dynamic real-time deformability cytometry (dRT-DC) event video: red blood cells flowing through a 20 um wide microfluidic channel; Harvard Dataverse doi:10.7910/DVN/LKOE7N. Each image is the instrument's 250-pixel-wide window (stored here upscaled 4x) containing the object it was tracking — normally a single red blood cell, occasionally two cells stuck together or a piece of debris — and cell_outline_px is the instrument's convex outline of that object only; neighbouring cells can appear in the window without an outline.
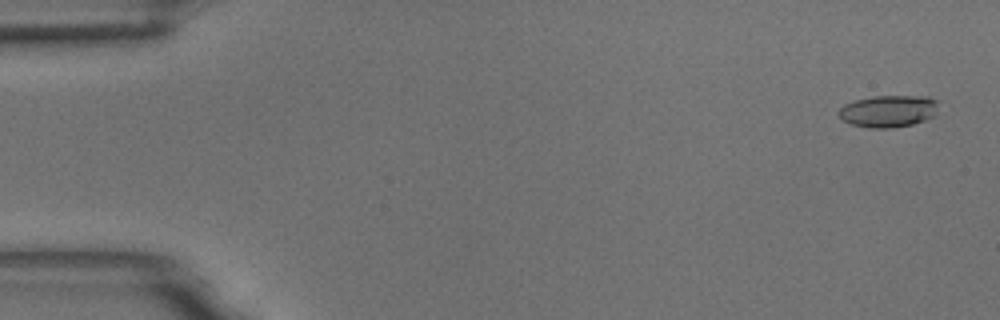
{"species": "common noctule bat (a hibernating species)", "species_latin": "Nyctalus noctula", "temperature_condition": "room temperature", "stored_images_in_passage": 57, "camera_frame_rate_fps": 3000, "um_per_image_px": 0.085, "animal": {"sex": "male", "body_mass_g": 18.8}, "frame": {"image": 1, "passage_image": 3, "time_ms": 0.667, "image_size_px": [1000, 320], "cell_outline_px": [[936, 116], [912, 124], [892, 128], [868, 128], [852, 124], [844, 120], [836, 112], [844, 104], [856, 100], [872, 96], [928, 96], [936, 100]], "centroid_in_image_um": [75.5, 9.44], "position_along_channel_um": 9.5, "area_um2": 18.61}}
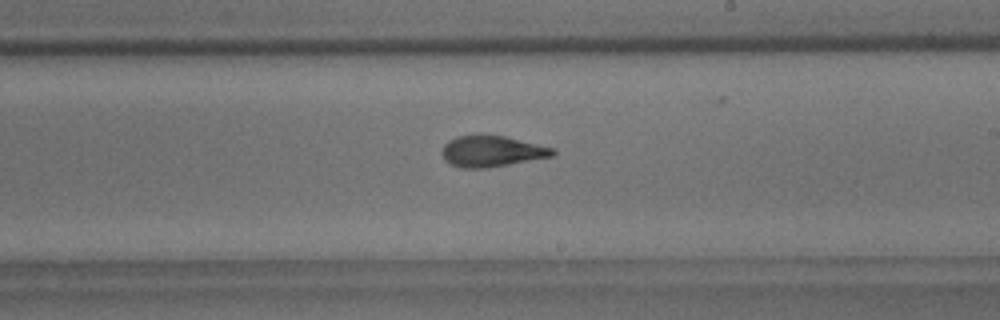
{"frame": {"image": 2, "passage_image": 34, "time_ms": 11.0, "image_size_px": [1000, 320], "cell_outline_px": [[556, 152], [552, 156], [508, 164], [484, 168], [460, 168], [444, 160], [440, 152], [444, 144], [448, 140], [456, 136], [480, 132], [504, 136], [552, 148]], "centroid_in_image_um": [41.69, 12.82], "position_along_channel_um": 247.3, "area_um2": 20.29}}
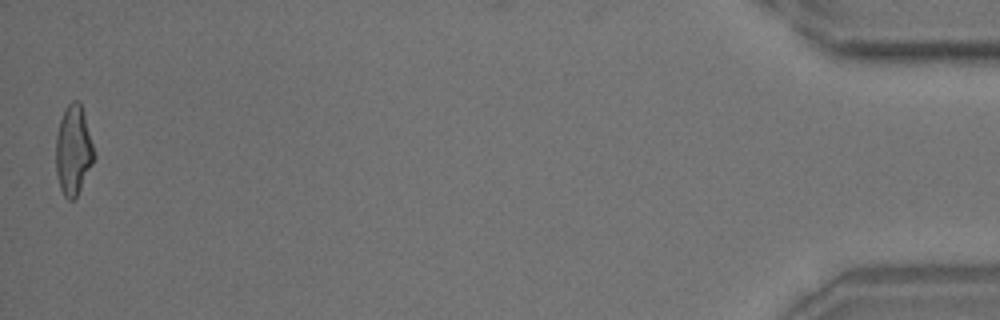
{"frame": {"image": 3, "passage_image": 57, "time_ms": 18.667, "image_size_px": [1000, 320], "cell_outline_px": [[96, 156], [76, 196], [72, 200], [68, 200], [64, 196], [60, 188], [56, 172], [56, 132], [60, 120], [68, 104], [72, 100], [80, 100], [84, 112]], "centroid_in_image_um": [6.23, 12.74], "position_along_channel_um": 429.0, "area_um2": 19.88}, "authors_computed_cell_mechanics": {"area_um2": 19.5942, "velocity_mm_per_s": 3.584, "shape_relaxation_time_tau1_ms": 5.6302, "shape_relaxation_time_tau2_ms": 2.0943, "deformation_change_tau1": 0.1892, "deformation_change_tau2": 0.102}}